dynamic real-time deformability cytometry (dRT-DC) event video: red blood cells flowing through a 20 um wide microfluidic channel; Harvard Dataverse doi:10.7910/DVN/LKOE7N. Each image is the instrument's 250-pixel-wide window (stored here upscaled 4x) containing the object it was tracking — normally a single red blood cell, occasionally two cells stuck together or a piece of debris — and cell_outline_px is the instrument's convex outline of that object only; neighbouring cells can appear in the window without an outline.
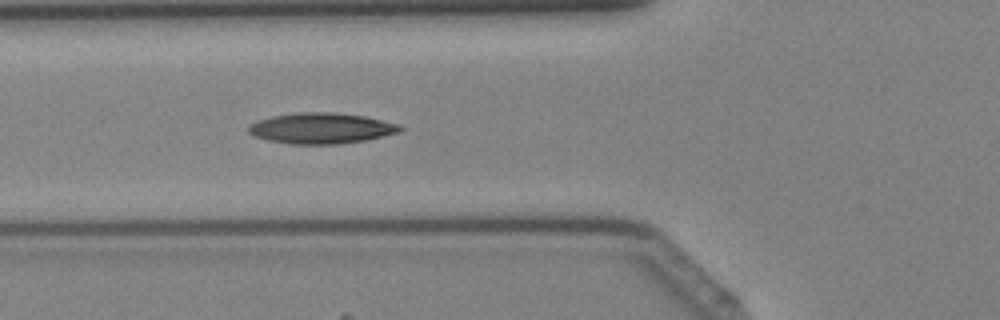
{"species": "Egyptian fruit bat (a non-hibernating species)", "species_latin": "Rousettus aegyptiacus", "temperature_condition": "cold", "stored_images_in_passage": 42, "camera_frame_rate_fps": 3000, "um_per_image_px": 0.085, "animal": {"sex": "female"}, "frame": {"image": 1, "passage_image": 16, "time_ms": 5.0, "image_size_px": [1000, 320], "cell_outline_px": [[404, 128], [400, 132], [368, 140], [340, 144], [288, 144], [268, 140], [256, 136], [248, 132], [248, 124], [256, 120], [272, 116], [296, 112], [332, 112], [364, 116], [400, 124]], "centroid_in_image_um": [27.31, 10.9], "position_along_channel_um": 98.5, "area_um2": 27.46}}
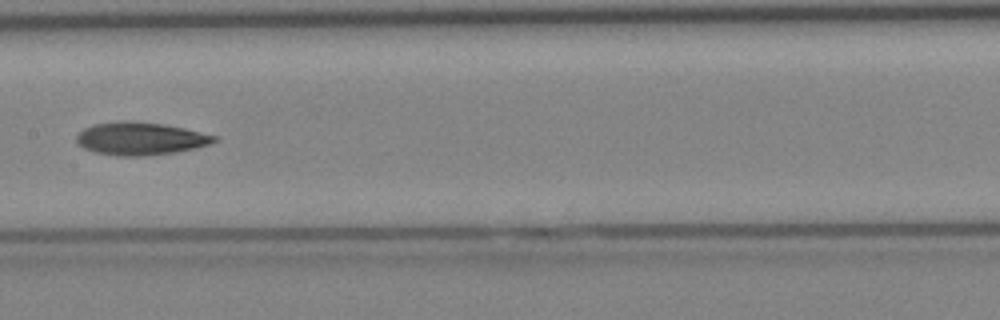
{"frame": {"image": 2, "passage_image": 22, "time_ms": 7.0, "image_size_px": [1000, 320], "cell_outline_px": [[216, 140], [208, 144], [196, 148], [172, 152], [144, 156], [116, 156], [96, 152], [84, 148], [76, 140], [76, 136], [84, 128], [92, 124], [160, 124], [184, 128], [216, 136]], "centroid_in_image_um": [11.93, 11.83], "position_along_channel_um": 195.5, "area_um2": 24.97}}
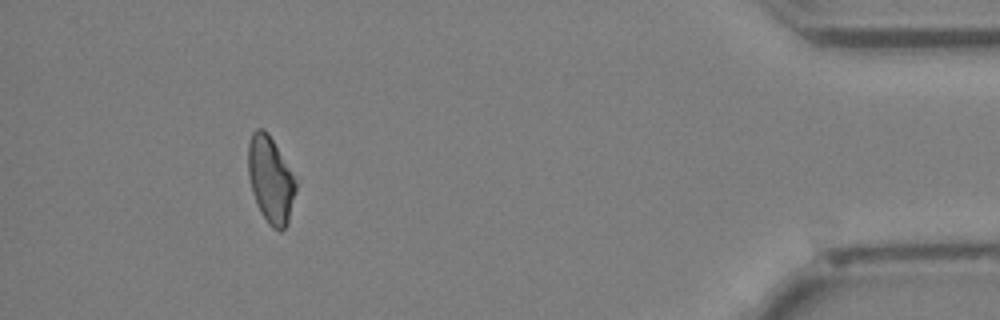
{"frame": {"image": 3, "passage_image": 39, "time_ms": 12.667, "image_size_px": [1000, 320], "cell_outline_px": [[296, 188], [288, 224], [280, 232], [272, 228], [268, 224], [260, 212], [252, 192], [248, 176], [248, 144], [252, 132], [256, 128], [264, 128], [268, 132], [296, 180]], "centroid_in_image_um": [22.98, 15.29], "position_along_channel_um": 412.2, "area_um2": 24.04}}